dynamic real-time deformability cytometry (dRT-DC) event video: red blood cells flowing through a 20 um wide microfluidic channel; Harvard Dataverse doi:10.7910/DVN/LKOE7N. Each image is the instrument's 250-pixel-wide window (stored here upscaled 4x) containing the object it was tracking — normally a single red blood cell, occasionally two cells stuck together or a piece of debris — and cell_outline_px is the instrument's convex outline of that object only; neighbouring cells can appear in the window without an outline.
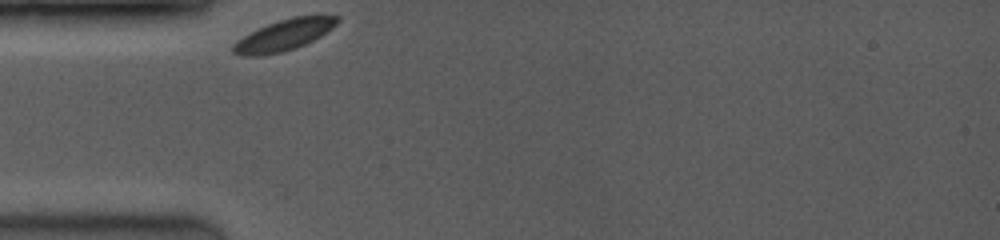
{"species": "common noctule bat (a hibernating species)", "species_latin": "Nyctalus noctula", "temperature_condition": "room temperature", "stored_images_in_passage": 32, "camera_frame_rate_fps": 3500, "um_per_image_px": 0.085, "animal": {"sex": "female", "body_mass_g": 19.0, "forearm_length_mm": 53.3}, "frame": {"image": 1, "passage_image": 1, "time_ms": 0.0, "image_size_px": [1000, 240], "cell_outline_px": [[340, 20], [332, 28], [320, 36], [304, 44], [284, 52], [256, 56], [244, 56], [232, 52], [232, 44], [236, 40], [268, 24], [292, 16], [340, 16]], "centroid_in_image_um": [24.12, 2.99], "position_along_channel_um": 60.9, "area_um2": 18.55}}
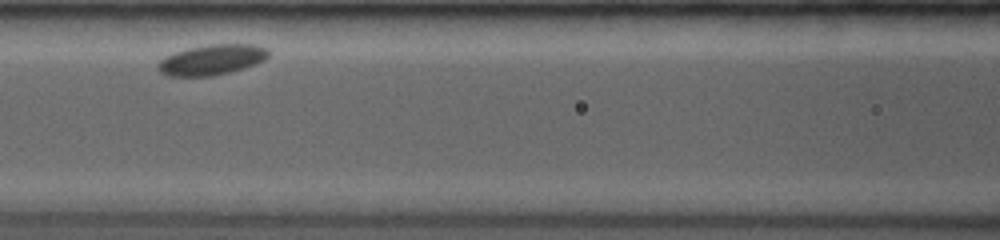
{"frame": {"image": 2, "passage_image": 8, "time_ms": 2.571, "image_size_px": [1000, 240], "cell_outline_px": [[268, 56], [264, 60], [256, 64], [244, 68], [212, 76], [168, 76], [160, 72], [156, 64], [164, 56], [188, 48], [208, 44], [256, 44], [268, 48]], "centroid_in_image_um": [18.0, 5.07], "position_along_channel_um": 148.6, "area_um2": 19.65}}
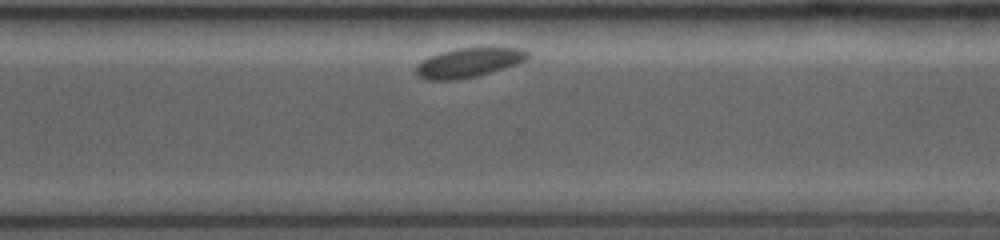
{"frame": {"image": 3, "passage_image": 29, "time_ms": 7.714, "image_size_px": [1000, 240], "cell_outline_px": [[528, 56], [524, 60], [516, 64], [476, 76], [456, 80], [424, 80], [416, 76], [416, 68], [424, 60], [440, 52], [456, 48], [524, 48], [528, 52]], "centroid_in_image_um": [39.81, 5.33], "position_along_channel_um": 330.8, "area_um2": 18.79}}